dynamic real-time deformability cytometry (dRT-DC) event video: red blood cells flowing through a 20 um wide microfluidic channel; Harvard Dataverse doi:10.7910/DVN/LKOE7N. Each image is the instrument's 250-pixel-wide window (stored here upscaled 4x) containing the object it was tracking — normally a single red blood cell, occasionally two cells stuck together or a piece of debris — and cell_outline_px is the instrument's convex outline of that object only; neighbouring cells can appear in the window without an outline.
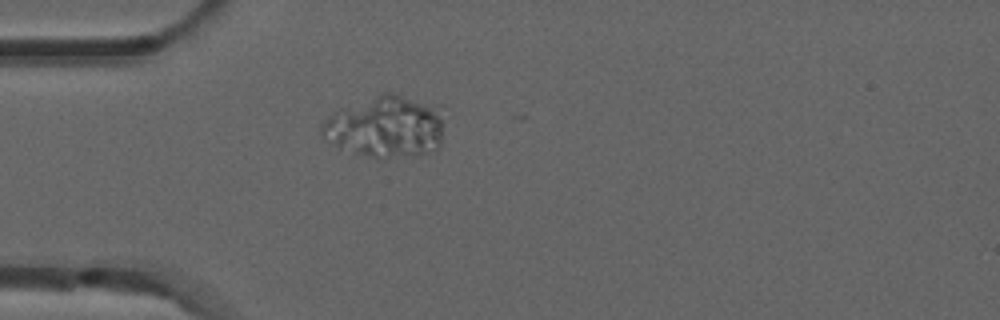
{"species": "common noctule bat (a hibernating species)", "species_latin": "Nyctalus noctula", "temperature_condition": "room temperature", "stored_images_in_passage": 7, "camera_frame_rate_fps": 3000, "um_per_image_px": 0.085, "animal": {"sex": "male", "forearm_length_mm": 52.5}, "frame": {"image": 1, "passage_image": 5, "time_ms": 1.333, "image_size_px": [1000, 320], "cell_outline_px": [[440, 144], [436, 148], [424, 152], [376, 160], [340, 148], [324, 136], [320, 132], [320, 128], [324, 120], [328, 116], [340, 108], [380, 92], [392, 92], [420, 104], [428, 108], [440, 120]], "centroid_in_image_um": [32.59, 10.81], "position_along_channel_um": 52.4, "area_um2": 42.25}}